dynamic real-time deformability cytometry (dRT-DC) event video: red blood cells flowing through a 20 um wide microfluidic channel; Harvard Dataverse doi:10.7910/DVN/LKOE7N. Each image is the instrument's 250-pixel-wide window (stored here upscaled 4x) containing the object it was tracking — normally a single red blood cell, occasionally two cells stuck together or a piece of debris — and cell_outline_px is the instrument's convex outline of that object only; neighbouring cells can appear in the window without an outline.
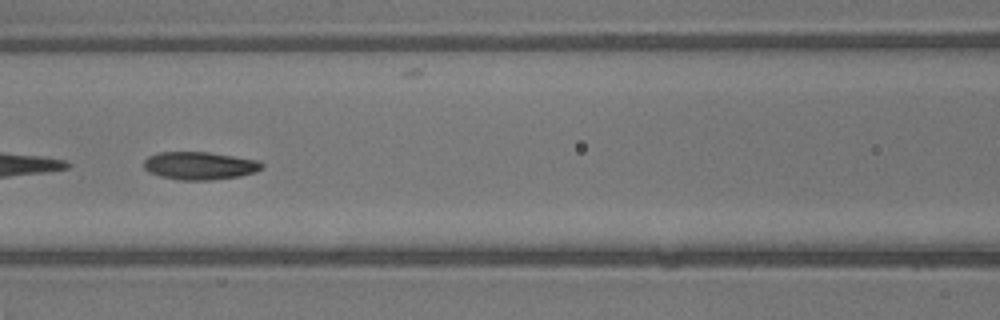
{"species": "common noctule bat (a hibernating species)", "species_latin": "Nyctalus noctula", "temperature_condition": "warm", "stored_images_in_passage": 53, "segment_of_instrument_passage": [2, 2], "camera_frame_rate_fps": 3000, "um_per_image_px": 0.085, "animal": {"sex": "male", "body_mass_g": 13.3}, "frame": {"image": 1, "passage_image": 24, "time_ms": 7.667, "image_size_px": [1000, 320], "cell_outline_px": [[264, 168], [256, 172], [240, 176], [212, 180], [180, 180], [160, 176], [148, 172], [144, 168], [144, 160], [148, 156], [160, 152], [208, 152], [260, 160], [264, 164]], "centroid_in_image_um": [17.01, 14.08], "position_along_channel_um": 149.6, "area_um2": 19.36}}
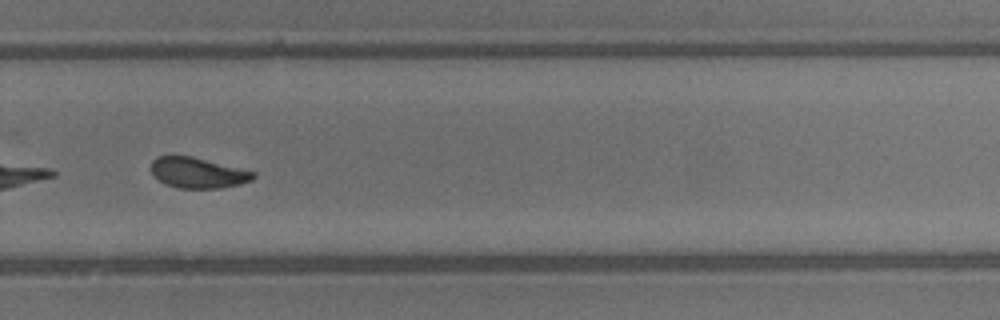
{"frame": {"image": 2, "passage_image": 36, "time_ms": 11.667, "image_size_px": [1000, 320], "cell_outline_px": [[256, 176], [252, 180], [240, 184], [220, 188], [176, 188], [164, 184], [152, 172], [152, 160], [156, 156], [192, 156], [256, 172]], "centroid_in_image_um": [16.83, 14.69], "position_along_channel_um": 313.0, "area_um2": 18.15}}
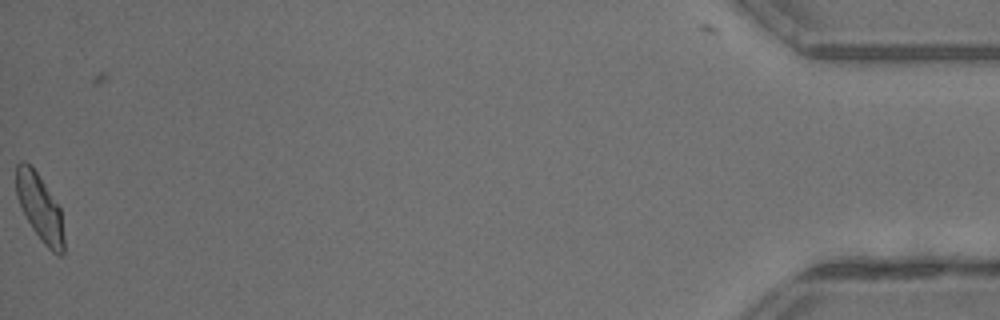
{"frame": {"image": 3, "passage_image": 52, "time_ms": 17.0, "image_size_px": [1000, 320], "cell_outline_px": [[64, 256], [60, 256], [52, 252], [44, 244], [32, 228], [16, 196], [16, 164], [20, 160], [24, 160], [36, 172], [60, 208], [64, 236]], "centroid_in_image_um": [3.39, 17.68], "position_along_channel_um": 431.8, "area_um2": 18.32}}